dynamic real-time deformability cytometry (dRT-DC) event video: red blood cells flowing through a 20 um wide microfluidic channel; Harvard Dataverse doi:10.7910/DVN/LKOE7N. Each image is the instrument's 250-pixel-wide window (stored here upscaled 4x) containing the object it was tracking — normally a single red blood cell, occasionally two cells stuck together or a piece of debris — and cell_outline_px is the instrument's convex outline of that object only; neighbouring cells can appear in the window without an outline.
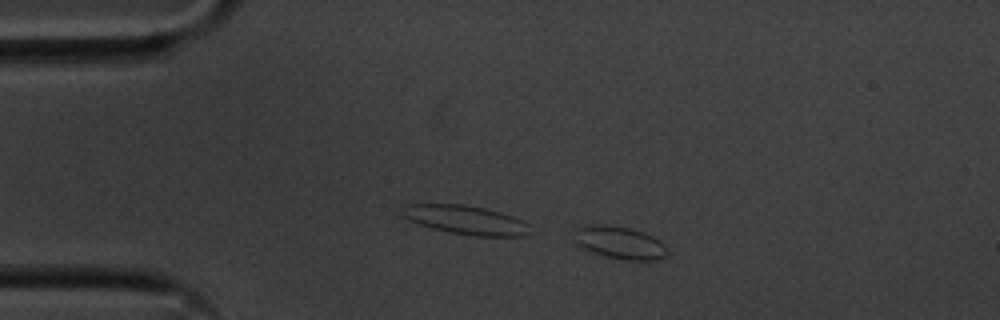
{"species": "common noctule bat (a hibernating species)", "species_latin": "Nyctalus noctula", "temperature_condition": "cold", "stored_images_in_passage": 17, "camera_frame_rate_fps": 3000, "um_per_image_px": 0.085, "animal": {"sex": "male", "body_mass_g": 20.1, "forearm_length_mm": 53.5}, "frame": {"image": 1, "passage_image": 1, "time_ms": 0.0, "image_size_px": [1000, 320], "cell_outline_px": [[668, 252], [664, 256], [656, 260], [624, 260], [592, 252], [572, 240], [580, 228], [592, 224], [600, 224], [628, 228], [652, 236], [664, 244]], "centroid_in_image_um": [52.7, 20.64], "position_along_channel_um": 32.3, "area_um2": 17.11}}
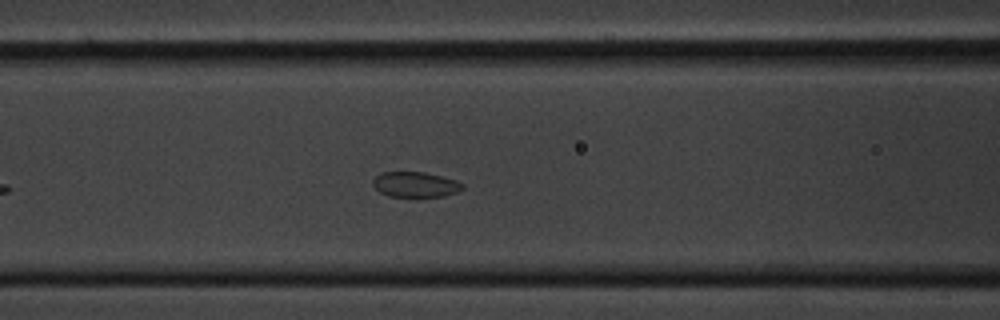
{"frame": {"image": 2, "passage_image": 13, "time_ms": 4.0, "image_size_px": [1000, 320], "cell_outline_px": [[464, 188], [456, 192], [444, 196], [388, 196], [380, 192], [372, 184], [372, 180], [380, 172], [424, 172], [456, 180], [464, 184]], "centroid_in_image_um": [35.29, 15.67], "position_along_channel_um": 131.3, "area_um2": 13.12}}
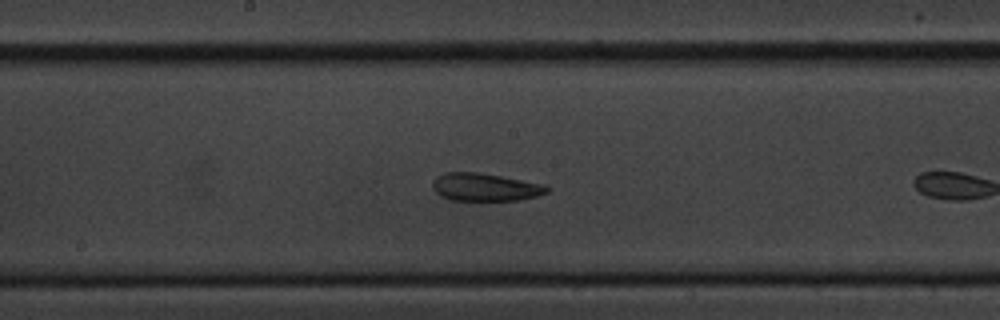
{"frame": {"image": 3, "passage_image": 16, "time_ms": 5.0, "image_size_px": [1000, 320], "cell_outline_px": [[552, 188], [548, 192], [536, 196], [520, 200], [452, 200], [440, 196], [432, 188], [432, 180], [436, 176], [444, 172], [476, 172], [500, 176], [544, 184]], "centroid_in_image_um": [41.22, 15.9], "position_along_channel_um": 207.0, "area_um2": 18.61}}